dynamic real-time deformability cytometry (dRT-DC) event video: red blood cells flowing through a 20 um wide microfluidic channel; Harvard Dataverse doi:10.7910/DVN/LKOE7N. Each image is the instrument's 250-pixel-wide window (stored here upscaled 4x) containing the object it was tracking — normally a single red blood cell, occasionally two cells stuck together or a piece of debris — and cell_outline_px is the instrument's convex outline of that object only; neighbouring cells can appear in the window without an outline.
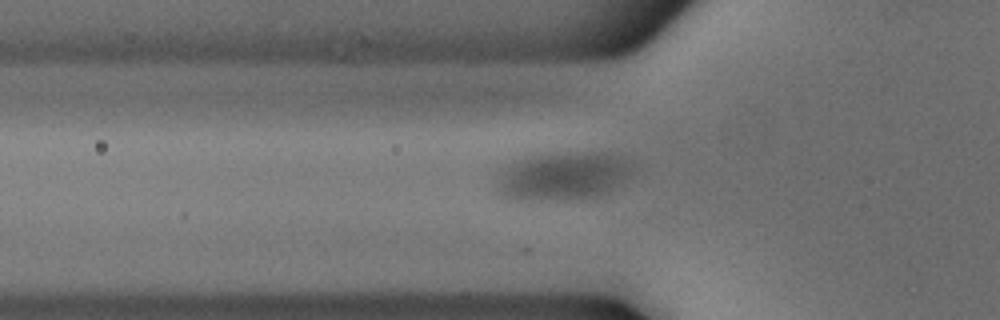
{"species": "common noctule bat (a hibernating species)", "species_latin": "Nyctalus noctula", "temperature_condition": "cold", "stored_images_in_passage": 42, "camera_frame_rate_fps": 3000, "um_per_image_px": 0.085, "animal": {"sex": "male", "body_mass_g": 18.8}, "frame": {"image": 1, "passage_image": 7, "time_ms": 2.0, "image_size_px": [1000, 320], "cell_outline_px": [[632, 164], [628, 176], [620, 184], [608, 192], [596, 196], [580, 200], [512, 196], [504, 192], [504, 180], [512, 168], [528, 160], [540, 156], [612, 156], [624, 160]], "centroid_in_image_um": [48.14, 15.04], "position_along_channel_um": 77.7, "area_um2": 32.89}}
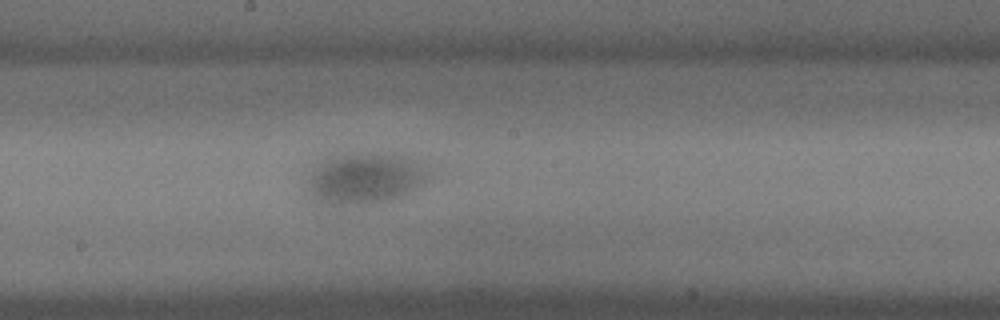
{"frame": {"image": 2, "passage_image": 18, "time_ms": 5.667, "image_size_px": [1000, 320], "cell_outline_px": [[408, 184], [404, 188], [388, 196], [376, 200], [324, 200], [316, 188], [316, 180], [332, 164], [340, 160], [372, 156], [376, 156], [400, 164], [404, 168], [408, 176]], "centroid_in_image_um": [30.75, 15.25], "position_along_channel_um": 217.4, "area_um2": 23.29}}
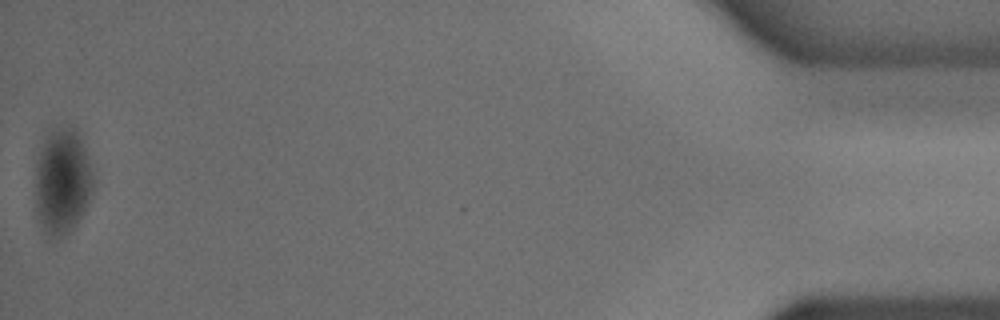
{"frame": {"image": 3, "passage_image": 42, "time_ms": 13.667, "image_size_px": [1000, 320], "cell_outline_px": [[92, 192], [76, 224], [64, 236], [48, 240], [36, 216], [36, 164], [44, 140], [52, 128], [68, 124], [76, 128], [80, 132], [92, 176]], "centroid_in_image_um": [5.27, 15.41], "position_along_channel_um": 429.9, "area_um2": 35.78}, "authors_computed_cell_mechanics": {"area_um2": 26.9637, "velocity_mm_per_s": 3.7797, "shape_relaxation_time_tau1_ms": 2.0179, "shape_relaxation_time_tau2_ms": null, "deformation_change_tau1": 0.1047, "deformation_change_tau2": null}}